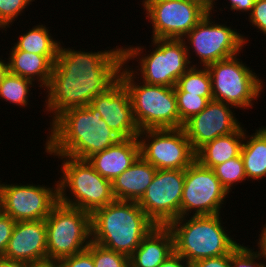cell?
<instances>
[{"instance_id": "1", "label": "cell", "mask_w": 266, "mask_h": 267, "mask_svg": "<svg viewBox=\"0 0 266 267\" xmlns=\"http://www.w3.org/2000/svg\"><path fill=\"white\" fill-rule=\"evenodd\" d=\"M63 45L62 41L51 78L43 90V111L50 115L49 124L65 110L87 106L107 91L119 80L124 65L123 46L93 52Z\"/></svg>"}, {"instance_id": "2", "label": "cell", "mask_w": 266, "mask_h": 267, "mask_svg": "<svg viewBox=\"0 0 266 267\" xmlns=\"http://www.w3.org/2000/svg\"><path fill=\"white\" fill-rule=\"evenodd\" d=\"M49 126L43 144L49 156L64 155L87 160L123 139L109 128L91 104L65 110Z\"/></svg>"}, {"instance_id": "3", "label": "cell", "mask_w": 266, "mask_h": 267, "mask_svg": "<svg viewBox=\"0 0 266 267\" xmlns=\"http://www.w3.org/2000/svg\"><path fill=\"white\" fill-rule=\"evenodd\" d=\"M155 226L135 201L115 200L91 214L92 241L128 257Z\"/></svg>"}, {"instance_id": "4", "label": "cell", "mask_w": 266, "mask_h": 267, "mask_svg": "<svg viewBox=\"0 0 266 267\" xmlns=\"http://www.w3.org/2000/svg\"><path fill=\"white\" fill-rule=\"evenodd\" d=\"M221 216L191 215L172 221L168 227L174 237V251L189 264L204 258L230 254L241 241H236L230 235L232 230L224 227L226 221L223 222Z\"/></svg>"}, {"instance_id": "5", "label": "cell", "mask_w": 266, "mask_h": 267, "mask_svg": "<svg viewBox=\"0 0 266 267\" xmlns=\"http://www.w3.org/2000/svg\"><path fill=\"white\" fill-rule=\"evenodd\" d=\"M150 44L153 47L150 51L141 45L123 46L124 64L146 84L175 87L178 79L192 66L183 40L151 39ZM132 60H136L137 66H133ZM129 61H132L131 66Z\"/></svg>"}, {"instance_id": "6", "label": "cell", "mask_w": 266, "mask_h": 267, "mask_svg": "<svg viewBox=\"0 0 266 267\" xmlns=\"http://www.w3.org/2000/svg\"><path fill=\"white\" fill-rule=\"evenodd\" d=\"M53 156L62 162L61 171L58 172L62 173L58 180L60 203L92 214L116 200L112 181L102 177L87 160Z\"/></svg>"}, {"instance_id": "7", "label": "cell", "mask_w": 266, "mask_h": 267, "mask_svg": "<svg viewBox=\"0 0 266 267\" xmlns=\"http://www.w3.org/2000/svg\"><path fill=\"white\" fill-rule=\"evenodd\" d=\"M119 79L129 91L133 116L140 131L180 128L174 87L146 84L125 64L121 68Z\"/></svg>"}, {"instance_id": "8", "label": "cell", "mask_w": 266, "mask_h": 267, "mask_svg": "<svg viewBox=\"0 0 266 267\" xmlns=\"http://www.w3.org/2000/svg\"><path fill=\"white\" fill-rule=\"evenodd\" d=\"M241 54L212 63L207 69L212 80L213 99L247 110L255 106V100L258 103L266 85L247 62L238 58Z\"/></svg>"}, {"instance_id": "9", "label": "cell", "mask_w": 266, "mask_h": 267, "mask_svg": "<svg viewBox=\"0 0 266 267\" xmlns=\"http://www.w3.org/2000/svg\"><path fill=\"white\" fill-rule=\"evenodd\" d=\"M213 18L212 13H207L182 39L192 66L207 67L217 61L243 53L244 46H248L250 40L247 36L237 32L231 25L227 26V22L219 24L218 20ZM192 56L197 57L199 62L197 63V58L194 62Z\"/></svg>"}, {"instance_id": "10", "label": "cell", "mask_w": 266, "mask_h": 267, "mask_svg": "<svg viewBox=\"0 0 266 267\" xmlns=\"http://www.w3.org/2000/svg\"><path fill=\"white\" fill-rule=\"evenodd\" d=\"M46 221L47 262L86 250L92 241L91 213L58 202Z\"/></svg>"}, {"instance_id": "11", "label": "cell", "mask_w": 266, "mask_h": 267, "mask_svg": "<svg viewBox=\"0 0 266 267\" xmlns=\"http://www.w3.org/2000/svg\"><path fill=\"white\" fill-rule=\"evenodd\" d=\"M138 140L140 155L158 170H185L196 159L183 127L141 130Z\"/></svg>"}, {"instance_id": "12", "label": "cell", "mask_w": 266, "mask_h": 267, "mask_svg": "<svg viewBox=\"0 0 266 267\" xmlns=\"http://www.w3.org/2000/svg\"><path fill=\"white\" fill-rule=\"evenodd\" d=\"M229 194L213 169L195 159L185 169L180 217L221 214Z\"/></svg>"}, {"instance_id": "13", "label": "cell", "mask_w": 266, "mask_h": 267, "mask_svg": "<svg viewBox=\"0 0 266 267\" xmlns=\"http://www.w3.org/2000/svg\"><path fill=\"white\" fill-rule=\"evenodd\" d=\"M140 3L152 28L151 39H183L207 14L187 0H142Z\"/></svg>"}, {"instance_id": "14", "label": "cell", "mask_w": 266, "mask_h": 267, "mask_svg": "<svg viewBox=\"0 0 266 267\" xmlns=\"http://www.w3.org/2000/svg\"><path fill=\"white\" fill-rule=\"evenodd\" d=\"M185 170H158L137 202L156 226H168L180 217Z\"/></svg>"}, {"instance_id": "15", "label": "cell", "mask_w": 266, "mask_h": 267, "mask_svg": "<svg viewBox=\"0 0 266 267\" xmlns=\"http://www.w3.org/2000/svg\"><path fill=\"white\" fill-rule=\"evenodd\" d=\"M45 184L1 183L3 212L17 221L45 220L59 202L58 181Z\"/></svg>"}, {"instance_id": "16", "label": "cell", "mask_w": 266, "mask_h": 267, "mask_svg": "<svg viewBox=\"0 0 266 267\" xmlns=\"http://www.w3.org/2000/svg\"><path fill=\"white\" fill-rule=\"evenodd\" d=\"M235 110L229 104L212 99L204 110L187 120L183 129L192 149L196 152L205 143L237 131L243 123L236 118Z\"/></svg>"}, {"instance_id": "17", "label": "cell", "mask_w": 266, "mask_h": 267, "mask_svg": "<svg viewBox=\"0 0 266 267\" xmlns=\"http://www.w3.org/2000/svg\"><path fill=\"white\" fill-rule=\"evenodd\" d=\"M90 104L99 111L109 128L122 138H138L140 130L133 116L129 91L120 79L93 98Z\"/></svg>"}, {"instance_id": "18", "label": "cell", "mask_w": 266, "mask_h": 267, "mask_svg": "<svg viewBox=\"0 0 266 267\" xmlns=\"http://www.w3.org/2000/svg\"><path fill=\"white\" fill-rule=\"evenodd\" d=\"M3 257L27 265L46 263V221H17Z\"/></svg>"}, {"instance_id": "19", "label": "cell", "mask_w": 266, "mask_h": 267, "mask_svg": "<svg viewBox=\"0 0 266 267\" xmlns=\"http://www.w3.org/2000/svg\"><path fill=\"white\" fill-rule=\"evenodd\" d=\"M140 156L138 138H123L107 149L90 156L87 161L104 178L113 181Z\"/></svg>"}, {"instance_id": "20", "label": "cell", "mask_w": 266, "mask_h": 267, "mask_svg": "<svg viewBox=\"0 0 266 267\" xmlns=\"http://www.w3.org/2000/svg\"><path fill=\"white\" fill-rule=\"evenodd\" d=\"M174 252V237L168 226H155L130 258V267H159Z\"/></svg>"}, {"instance_id": "21", "label": "cell", "mask_w": 266, "mask_h": 267, "mask_svg": "<svg viewBox=\"0 0 266 267\" xmlns=\"http://www.w3.org/2000/svg\"><path fill=\"white\" fill-rule=\"evenodd\" d=\"M157 169L141 155L122 174L112 181L116 200L138 202L151 184Z\"/></svg>"}, {"instance_id": "22", "label": "cell", "mask_w": 266, "mask_h": 267, "mask_svg": "<svg viewBox=\"0 0 266 267\" xmlns=\"http://www.w3.org/2000/svg\"><path fill=\"white\" fill-rule=\"evenodd\" d=\"M57 55H39L21 50H10L8 58L9 72L29 79L44 90L51 78Z\"/></svg>"}, {"instance_id": "23", "label": "cell", "mask_w": 266, "mask_h": 267, "mask_svg": "<svg viewBox=\"0 0 266 267\" xmlns=\"http://www.w3.org/2000/svg\"><path fill=\"white\" fill-rule=\"evenodd\" d=\"M245 128L242 125L237 131L219 136L205 143L196 151V160L204 167L214 168L241 154Z\"/></svg>"}, {"instance_id": "24", "label": "cell", "mask_w": 266, "mask_h": 267, "mask_svg": "<svg viewBox=\"0 0 266 267\" xmlns=\"http://www.w3.org/2000/svg\"><path fill=\"white\" fill-rule=\"evenodd\" d=\"M245 129L241 157L247 181L262 180L266 177V126H261L252 135Z\"/></svg>"}, {"instance_id": "25", "label": "cell", "mask_w": 266, "mask_h": 267, "mask_svg": "<svg viewBox=\"0 0 266 267\" xmlns=\"http://www.w3.org/2000/svg\"><path fill=\"white\" fill-rule=\"evenodd\" d=\"M28 30L16 38L18 40L13 42L14 46H11L10 50H21L39 55H58L61 41L53 37L49 27L39 23L33 25L31 29L29 27Z\"/></svg>"}, {"instance_id": "26", "label": "cell", "mask_w": 266, "mask_h": 267, "mask_svg": "<svg viewBox=\"0 0 266 267\" xmlns=\"http://www.w3.org/2000/svg\"><path fill=\"white\" fill-rule=\"evenodd\" d=\"M34 85L38 87L33 81L8 72L0 83V99L24 109L29 106L28 97L32 96Z\"/></svg>"}, {"instance_id": "27", "label": "cell", "mask_w": 266, "mask_h": 267, "mask_svg": "<svg viewBox=\"0 0 266 267\" xmlns=\"http://www.w3.org/2000/svg\"><path fill=\"white\" fill-rule=\"evenodd\" d=\"M174 92L212 96V80L207 67L191 66L177 81Z\"/></svg>"}, {"instance_id": "28", "label": "cell", "mask_w": 266, "mask_h": 267, "mask_svg": "<svg viewBox=\"0 0 266 267\" xmlns=\"http://www.w3.org/2000/svg\"><path fill=\"white\" fill-rule=\"evenodd\" d=\"M213 171L215 176L229 193L235 189L236 185L243 181L245 183L247 180L241 154L238 157L215 166Z\"/></svg>"}, {"instance_id": "29", "label": "cell", "mask_w": 266, "mask_h": 267, "mask_svg": "<svg viewBox=\"0 0 266 267\" xmlns=\"http://www.w3.org/2000/svg\"><path fill=\"white\" fill-rule=\"evenodd\" d=\"M177 107L180 118V128L192 116L204 110L213 97H201L198 94H188L187 92H175Z\"/></svg>"}, {"instance_id": "30", "label": "cell", "mask_w": 266, "mask_h": 267, "mask_svg": "<svg viewBox=\"0 0 266 267\" xmlns=\"http://www.w3.org/2000/svg\"><path fill=\"white\" fill-rule=\"evenodd\" d=\"M93 257L95 267H130V258L93 241L86 249Z\"/></svg>"}, {"instance_id": "31", "label": "cell", "mask_w": 266, "mask_h": 267, "mask_svg": "<svg viewBox=\"0 0 266 267\" xmlns=\"http://www.w3.org/2000/svg\"><path fill=\"white\" fill-rule=\"evenodd\" d=\"M249 247V245L244 246L243 242L230 253L232 267H266V258L260 250L254 246L253 248ZM254 249L256 250L254 251Z\"/></svg>"}, {"instance_id": "32", "label": "cell", "mask_w": 266, "mask_h": 267, "mask_svg": "<svg viewBox=\"0 0 266 267\" xmlns=\"http://www.w3.org/2000/svg\"><path fill=\"white\" fill-rule=\"evenodd\" d=\"M33 1L35 0H0V31L7 32V28L19 19L18 16H23L22 13L26 12Z\"/></svg>"}, {"instance_id": "33", "label": "cell", "mask_w": 266, "mask_h": 267, "mask_svg": "<svg viewBox=\"0 0 266 267\" xmlns=\"http://www.w3.org/2000/svg\"><path fill=\"white\" fill-rule=\"evenodd\" d=\"M248 21L257 32L266 36V0H255L252 12L248 15Z\"/></svg>"}, {"instance_id": "34", "label": "cell", "mask_w": 266, "mask_h": 267, "mask_svg": "<svg viewBox=\"0 0 266 267\" xmlns=\"http://www.w3.org/2000/svg\"><path fill=\"white\" fill-rule=\"evenodd\" d=\"M57 263L59 267H95L93 257L87 250L62 258Z\"/></svg>"}, {"instance_id": "35", "label": "cell", "mask_w": 266, "mask_h": 267, "mask_svg": "<svg viewBox=\"0 0 266 267\" xmlns=\"http://www.w3.org/2000/svg\"><path fill=\"white\" fill-rule=\"evenodd\" d=\"M15 223L16 221L9 215L3 213L0 216V258L5 254Z\"/></svg>"}, {"instance_id": "36", "label": "cell", "mask_w": 266, "mask_h": 267, "mask_svg": "<svg viewBox=\"0 0 266 267\" xmlns=\"http://www.w3.org/2000/svg\"><path fill=\"white\" fill-rule=\"evenodd\" d=\"M190 267H232L230 254L200 259L190 264Z\"/></svg>"}, {"instance_id": "37", "label": "cell", "mask_w": 266, "mask_h": 267, "mask_svg": "<svg viewBox=\"0 0 266 267\" xmlns=\"http://www.w3.org/2000/svg\"><path fill=\"white\" fill-rule=\"evenodd\" d=\"M229 1V2H228ZM227 3L230 4V10L238 14L247 13L249 15L252 12L255 0H228ZM241 12V13H240Z\"/></svg>"}, {"instance_id": "38", "label": "cell", "mask_w": 266, "mask_h": 267, "mask_svg": "<svg viewBox=\"0 0 266 267\" xmlns=\"http://www.w3.org/2000/svg\"><path fill=\"white\" fill-rule=\"evenodd\" d=\"M159 267H190V264L174 251Z\"/></svg>"}, {"instance_id": "39", "label": "cell", "mask_w": 266, "mask_h": 267, "mask_svg": "<svg viewBox=\"0 0 266 267\" xmlns=\"http://www.w3.org/2000/svg\"><path fill=\"white\" fill-rule=\"evenodd\" d=\"M193 3L198 4L200 7H202L207 13H212L214 15L215 12H218L214 8H217L216 5H218L216 2L217 0H187ZM216 3V4H215ZM216 7H215V6ZM215 11V12H214Z\"/></svg>"}, {"instance_id": "40", "label": "cell", "mask_w": 266, "mask_h": 267, "mask_svg": "<svg viewBox=\"0 0 266 267\" xmlns=\"http://www.w3.org/2000/svg\"><path fill=\"white\" fill-rule=\"evenodd\" d=\"M261 232H259L260 234H258L259 238L255 241L257 242L256 246L257 248L260 250V252L263 254V256L266 258V222L265 225L262 224V228H261Z\"/></svg>"}, {"instance_id": "41", "label": "cell", "mask_w": 266, "mask_h": 267, "mask_svg": "<svg viewBox=\"0 0 266 267\" xmlns=\"http://www.w3.org/2000/svg\"><path fill=\"white\" fill-rule=\"evenodd\" d=\"M0 267H28V265L20 261H13L11 259L1 257Z\"/></svg>"}, {"instance_id": "42", "label": "cell", "mask_w": 266, "mask_h": 267, "mask_svg": "<svg viewBox=\"0 0 266 267\" xmlns=\"http://www.w3.org/2000/svg\"><path fill=\"white\" fill-rule=\"evenodd\" d=\"M2 58L3 56L1 55L0 56V83L2 82L5 75L9 72L8 61Z\"/></svg>"}, {"instance_id": "43", "label": "cell", "mask_w": 266, "mask_h": 267, "mask_svg": "<svg viewBox=\"0 0 266 267\" xmlns=\"http://www.w3.org/2000/svg\"><path fill=\"white\" fill-rule=\"evenodd\" d=\"M28 267H59L57 262H46L42 264L28 265Z\"/></svg>"}, {"instance_id": "44", "label": "cell", "mask_w": 266, "mask_h": 267, "mask_svg": "<svg viewBox=\"0 0 266 267\" xmlns=\"http://www.w3.org/2000/svg\"><path fill=\"white\" fill-rule=\"evenodd\" d=\"M3 196L0 190V216L3 214Z\"/></svg>"}]
</instances>
